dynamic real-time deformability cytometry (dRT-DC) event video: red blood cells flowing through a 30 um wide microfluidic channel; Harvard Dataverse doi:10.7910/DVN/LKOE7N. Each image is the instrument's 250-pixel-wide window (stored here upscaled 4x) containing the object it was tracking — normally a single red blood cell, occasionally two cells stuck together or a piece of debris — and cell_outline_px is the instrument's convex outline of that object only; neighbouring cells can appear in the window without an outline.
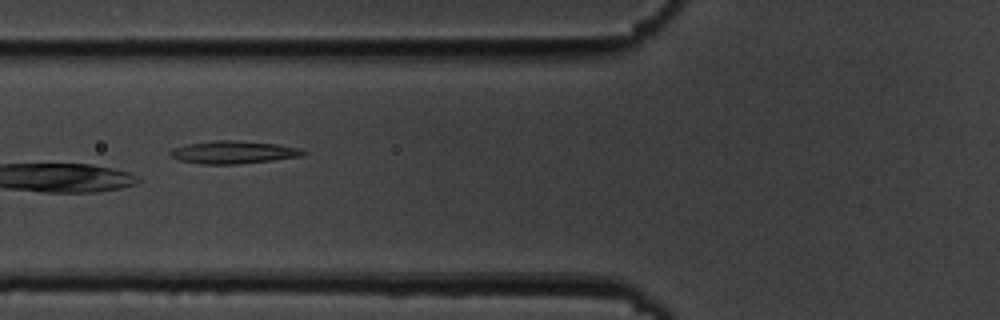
{"species": "common noctule bat (a hibernating species)", "species_latin": "Nyctalus noctula", "temperature_condition": "cold", "stored_images_in_passage": 9, "camera_frame_rate_fps": 3000, "um_per_image_px": 0.085, "animal": {"sex": "male", "body_mass_g": 19.5, "forearm_length_mm": 54.6}, "frame": {"image": 1, "passage_image": 6, "time_ms": 6.667, "image_size_px": [1000, 320], "cell_outline_px": [[308, 152], [304, 156], [272, 160], [236, 164], [200, 164], [180, 160], [172, 156], [168, 152], [172, 148], [188, 144], [216, 140], [236, 140], [276, 144], [300, 148]], "centroid_in_image_um": [19.86, 12.94], "position_along_channel_um": 105.9, "area_um2": 17.57}}
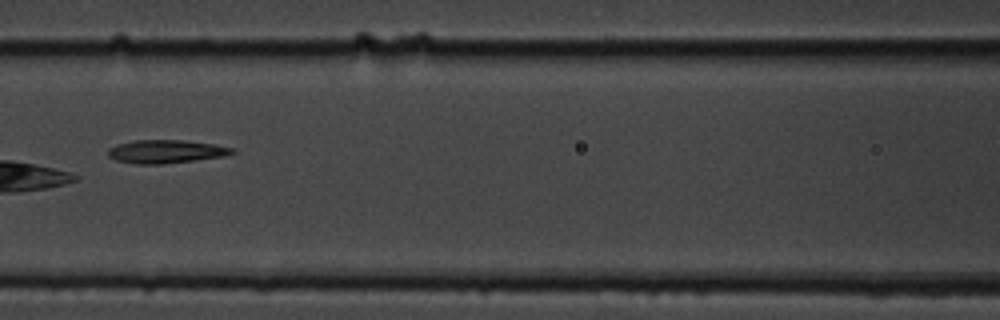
{"frame": {"image": 2, "passage_image": 7, "time_ms": 8.0, "image_size_px": [1000, 320], "cell_outline_px": [[236, 152], [224, 156], [196, 160], [160, 164], [136, 164], [116, 160], [108, 156], [108, 148], [116, 144], [136, 140], [180, 140], [212, 144], [236, 148]], "centroid_in_image_um": [14.1, 12.88], "position_along_channel_um": 152.5, "area_um2": 16.82}}
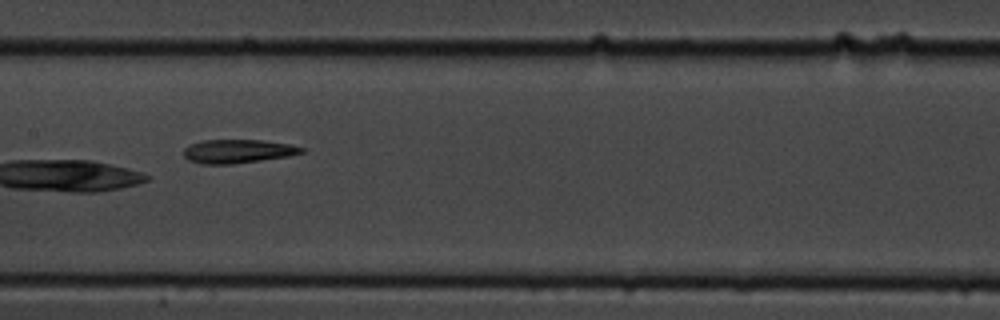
{"frame": {"image": 3, "passage_image": 8, "time_ms": 9.0, "image_size_px": [1000, 320], "cell_outline_px": [[304, 152], [288, 156], [232, 164], [200, 164], [188, 160], [184, 156], [184, 148], [188, 144], [200, 140], [264, 140], [288, 144], [304, 148]], "centroid_in_image_um": [20.15, 12.85], "position_along_channel_um": 187.2, "area_um2": 16.3}}